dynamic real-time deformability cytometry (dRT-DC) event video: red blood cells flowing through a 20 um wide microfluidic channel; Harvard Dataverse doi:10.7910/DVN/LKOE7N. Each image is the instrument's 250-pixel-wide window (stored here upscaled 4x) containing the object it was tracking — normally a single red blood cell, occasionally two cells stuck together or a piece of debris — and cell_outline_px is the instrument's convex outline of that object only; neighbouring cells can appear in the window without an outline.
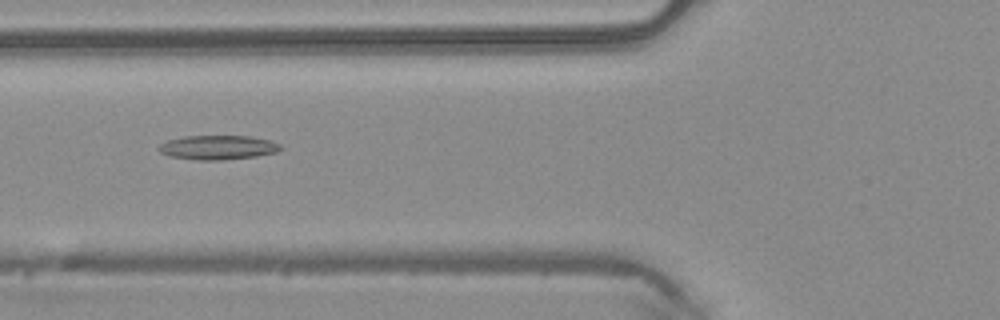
{"species": "common noctule bat (a hibernating species)", "species_latin": "Nyctalus noctula", "temperature_condition": "warm", "stored_images_in_passage": 48, "camera_frame_rate_fps": 3000, "um_per_image_px": 0.085, "animal": {"sex": "male", "body_mass_g": 20.4}, "frame": {"image": 1, "passage_image": 18, "time_ms": 5.667, "image_size_px": [1000, 320], "cell_outline_px": [[284, 148], [276, 152], [256, 156], [220, 160], [196, 160], [168, 156], [160, 152], [160, 144], [168, 140], [184, 136], [252, 136], [272, 140], [280, 144]], "centroid_in_image_um": [18.56, 12.53], "position_along_channel_um": 107.2, "area_um2": 17.28}}
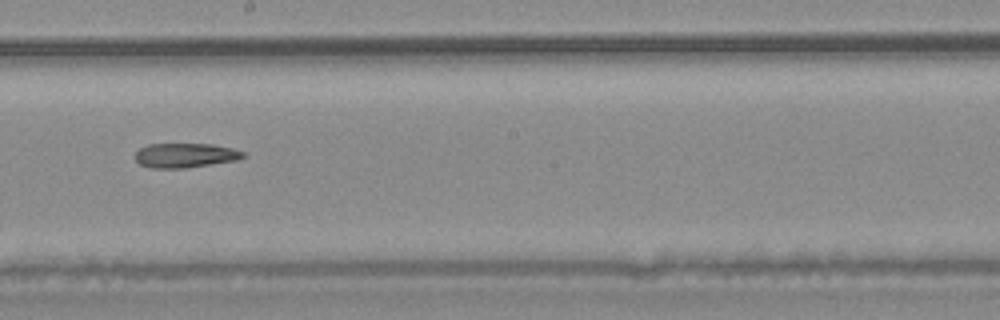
{"frame": {"image": 2, "passage_image": 27, "time_ms": 8.667, "image_size_px": [1000, 320], "cell_outline_px": [[248, 156], [236, 160], [184, 168], [148, 168], [140, 164], [136, 160], [136, 152], [140, 148], [148, 144], [212, 144], [232, 148], [244, 152]], "centroid_in_image_um": [15.75, 13.2], "position_along_channel_um": 232.5, "area_um2": 15.37}}
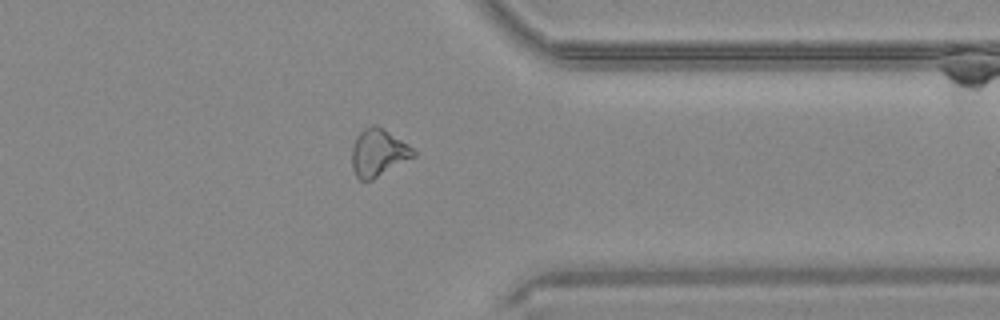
{"frame": {"image": 3, "passage_image": 38, "time_ms": 12.333, "image_size_px": [1000, 320], "cell_outline_px": [[416, 156], [372, 180], [360, 180], [356, 176], [352, 168], [352, 148], [356, 136], [364, 128], [372, 124], [376, 124], [384, 128], [408, 144], [416, 152]], "centroid_in_image_um": [32.15, 12.97], "position_along_channel_um": 379.2, "area_um2": 17.11}, "authors_computed_cell_mechanics": {"area_um2": 17.1955, "velocity_mm_per_s": 4.1695, "shape_relaxation_time_tau1_ms": 9.7542, "shape_relaxation_time_tau2_ms": null, "deformation_change_tau1": 0.2094, "deformation_change_tau2": null}}